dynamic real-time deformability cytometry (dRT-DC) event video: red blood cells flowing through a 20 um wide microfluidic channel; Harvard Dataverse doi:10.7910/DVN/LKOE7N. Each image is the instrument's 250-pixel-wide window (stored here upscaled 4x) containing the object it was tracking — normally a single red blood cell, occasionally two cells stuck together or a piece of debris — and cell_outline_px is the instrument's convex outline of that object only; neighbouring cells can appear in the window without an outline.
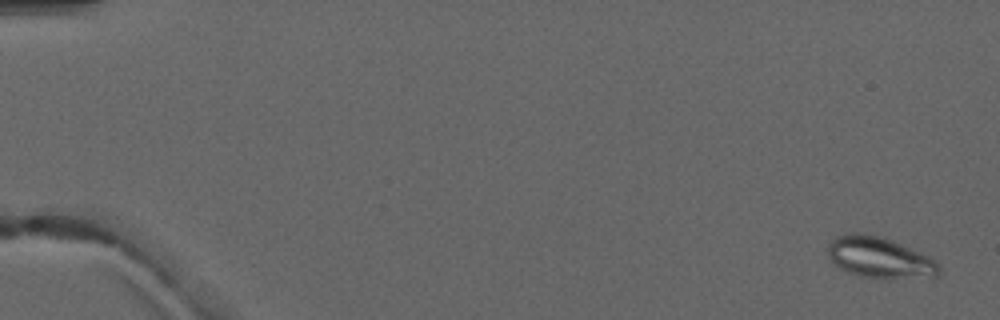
{"species": "common noctule bat (a hibernating species)", "species_latin": "Nyctalus noctula", "temperature_condition": "warm", "stored_images_in_passage": 6, "camera_frame_rate_fps": 3000, "um_per_image_px": 0.085, "animal": {"sex": "male", "forearm_length_mm": 52.5}, "frame": {"image": 1, "passage_image": 1, "time_ms": 0.0, "image_size_px": [1000, 320], "cell_outline_px": [[940, 276], [860, 276], [840, 268], [828, 256], [828, 244], [836, 236], [844, 232], [860, 232], [884, 236], [920, 252], [936, 260], [940, 264]], "centroid_in_image_um": [74.74, 21.82], "position_along_channel_um": 10.3, "area_um2": 26.13}}